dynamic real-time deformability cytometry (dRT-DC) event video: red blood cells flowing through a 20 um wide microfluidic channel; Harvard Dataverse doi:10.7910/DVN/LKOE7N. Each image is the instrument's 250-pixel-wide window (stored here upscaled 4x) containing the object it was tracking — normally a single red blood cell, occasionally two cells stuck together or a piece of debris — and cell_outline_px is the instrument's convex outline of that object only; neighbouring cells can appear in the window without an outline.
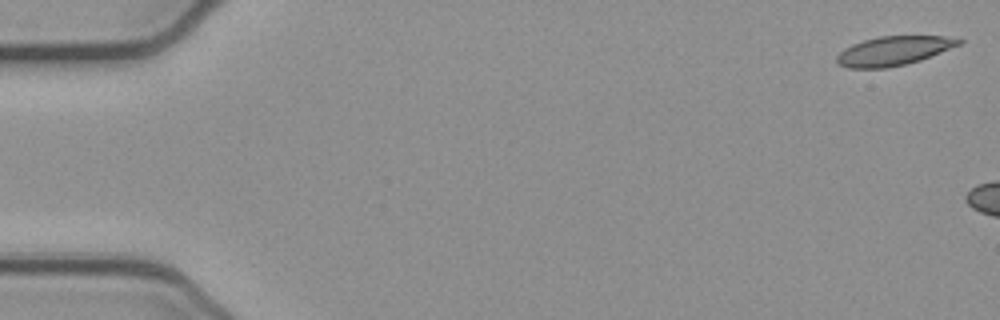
{"species": "common noctule bat (a hibernating species)", "species_latin": "Nyctalus noctula", "temperature_condition": "cold", "stored_images_in_passage": 7, "camera_frame_rate_fps": 3000, "um_per_image_px": 0.085, "animal": {"sex": "female", "body_mass_g": 21.9}, "frame": {"image": 1, "passage_image": 1, "time_ms": 0.0, "image_size_px": [1000, 320], "cell_outline_px": [[964, 40], [960, 44], [920, 60], [888, 68], [848, 68], [836, 64], [836, 56], [844, 48], [852, 44], [864, 40], [880, 36], [944, 36]], "centroid_in_image_um": [75.89, 4.32], "position_along_channel_um": 9.1, "area_um2": 20.58}}